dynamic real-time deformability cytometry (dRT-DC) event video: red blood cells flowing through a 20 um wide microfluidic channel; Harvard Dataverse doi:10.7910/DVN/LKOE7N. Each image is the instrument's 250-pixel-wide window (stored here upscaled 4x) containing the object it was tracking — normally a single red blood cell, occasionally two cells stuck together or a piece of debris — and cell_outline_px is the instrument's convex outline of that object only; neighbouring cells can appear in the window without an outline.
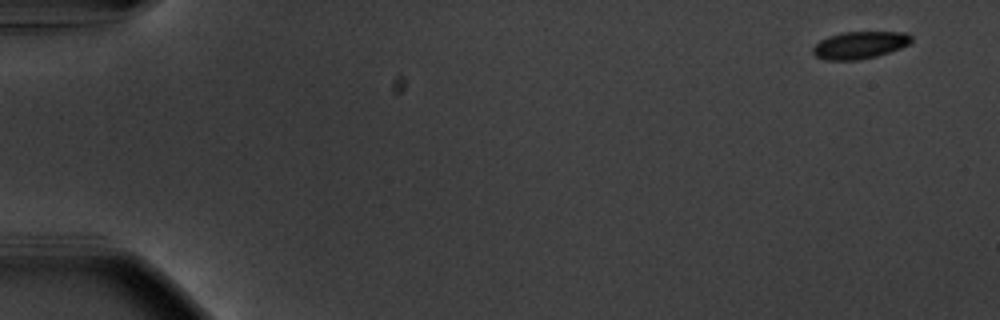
{"species": "common noctule bat (a hibernating species)", "species_latin": "Nyctalus noctula", "temperature_condition": "warm", "stored_images_in_passage": 54, "camera_frame_rate_fps": 3000, "um_per_image_px": 0.085, "animal": {"sex": "male", "body_mass_g": 20.1, "forearm_length_mm": 53.5}, "frame": {"image": 1, "passage_image": 1, "time_ms": 0.0, "image_size_px": [1000, 320], "cell_outline_px": [[912, 40], [908, 44], [900, 48], [876, 56], [856, 60], [828, 60], [816, 56], [812, 52], [812, 48], [820, 40], [828, 36], [840, 32], [908, 32], [912, 36]], "centroid_in_image_um": [73.07, 3.82], "position_along_channel_um": 11.9, "area_um2": 15.61}}
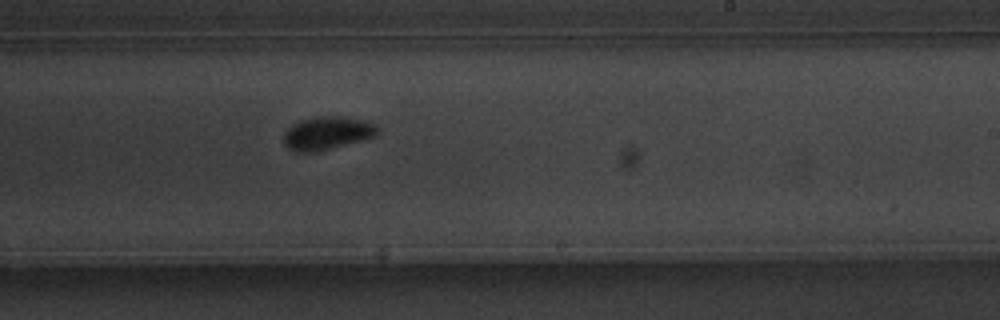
{"frame": {"image": 2, "passage_image": 33, "time_ms": 10.667, "image_size_px": [1000, 320], "cell_outline_px": [[380, 132], [376, 136], [312, 152], [296, 152], [288, 148], [284, 144], [284, 132], [292, 124], [300, 120], [316, 116], [344, 116], [364, 120], [376, 124], [380, 128]], "centroid_in_image_um": [27.82, 11.28], "position_along_channel_um": 261.2, "area_um2": 18.09}}
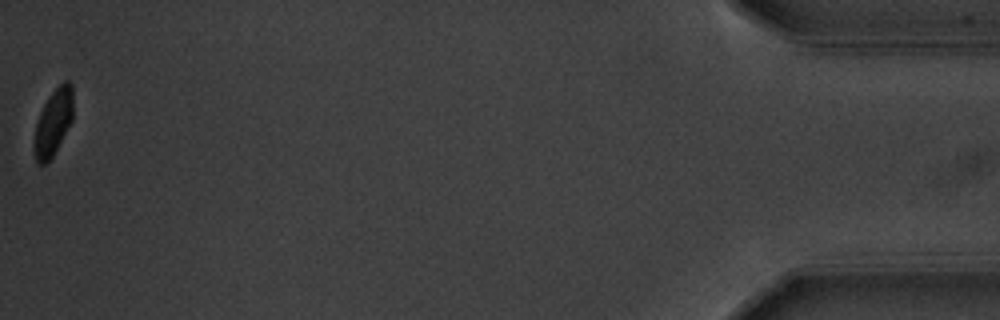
{"frame": {"image": 3, "passage_image": 54, "time_ms": 17.667, "image_size_px": [1000, 320], "cell_outline_px": [[72, 120], [52, 156], [44, 164], [36, 164], [32, 144], [36, 124], [40, 112], [48, 96], [64, 80], [68, 80], [72, 84]], "centroid_in_image_um": [4.49, 10.4], "position_along_channel_um": 430.7, "area_um2": 14.97}, "authors_computed_cell_mechanics": {"area_um2": 16.4441, "velocity_mm_per_s": 3.6723, "shape_relaxation_time_tau1_ms": 2.6725, "shape_relaxation_time_tau2_ms": null, "deformation_change_tau1": 0.107, "deformation_change_tau2": null}}